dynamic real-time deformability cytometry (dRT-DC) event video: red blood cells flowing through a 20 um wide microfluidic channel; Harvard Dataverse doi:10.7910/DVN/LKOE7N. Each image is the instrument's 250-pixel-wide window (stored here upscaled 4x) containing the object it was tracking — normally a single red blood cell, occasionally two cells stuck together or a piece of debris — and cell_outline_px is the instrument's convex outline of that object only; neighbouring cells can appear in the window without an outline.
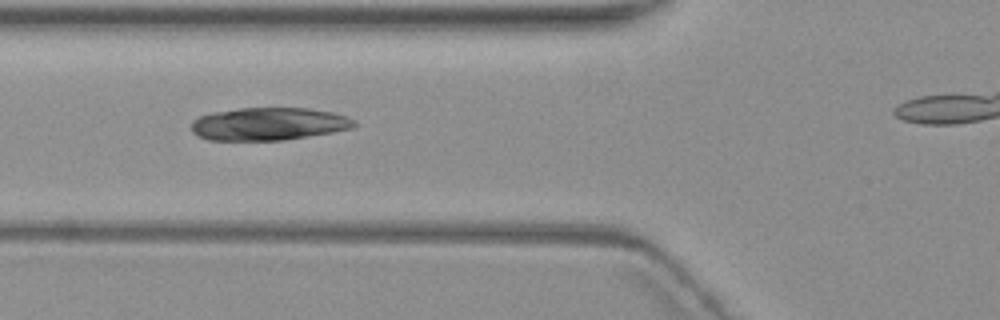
{"species": "common noctule bat (a hibernating species)", "species_latin": "Nyctalus noctula", "temperature_condition": "warm", "stored_images_in_passage": 11, "camera_frame_rate_fps": 3000, "um_per_image_px": 0.085, "animal": {"sex": "female", "body_mass_g": 19.3, "forearm_length_mm": 54.1}, "frame": {"image": 1, "passage_image": 4, "time_ms": 3.333, "image_size_px": [1000, 320], "cell_outline_px": [[356, 124], [352, 128], [332, 132], [284, 140], [208, 140], [196, 136], [192, 132], [192, 120], [200, 116], [212, 112], [240, 108], [308, 108], [332, 112], [356, 120]], "centroid_in_image_um": [22.8, 10.53], "position_along_channel_um": 103.0, "area_um2": 31.1}}
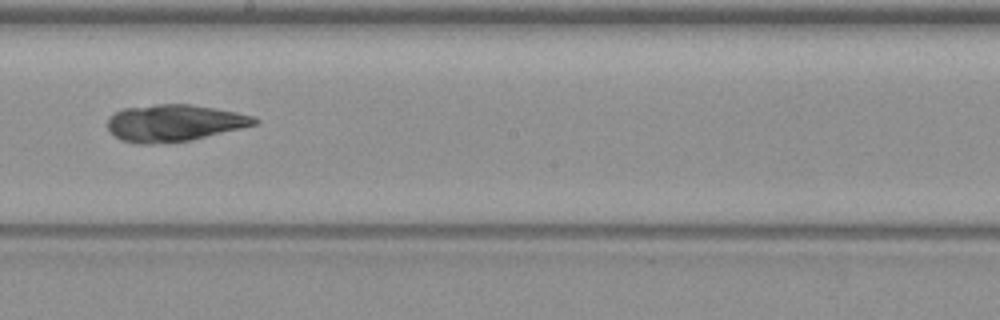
{"frame": {"image": 2, "passage_image": 7, "time_ms": 7.0, "image_size_px": [1000, 320], "cell_outline_px": [[260, 120], [256, 124], [192, 140], [152, 144], [136, 144], [120, 140], [108, 132], [108, 116], [124, 108], [156, 104], [192, 104], [236, 112], [252, 116]], "centroid_in_image_um": [14.75, 10.46], "position_along_channel_um": 233.5, "area_um2": 31.62}}
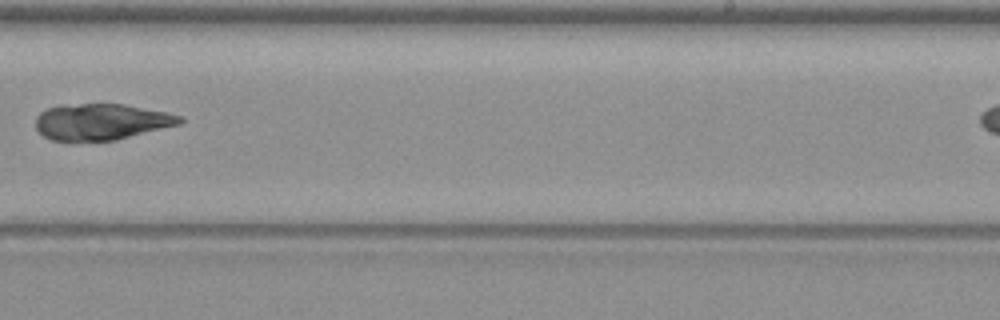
{"frame": {"image": 3, "passage_image": 8, "time_ms": 8.333, "image_size_px": [1000, 320], "cell_outline_px": [[184, 120], [180, 124], [116, 140], [52, 140], [44, 136], [36, 128], [36, 116], [40, 112], [48, 108], [64, 104], [124, 104], [168, 112], [184, 116]], "centroid_in_image_um": [8.64, 10.33], "position_along_channel_um": 280.4, "area_um2": 30.4}}